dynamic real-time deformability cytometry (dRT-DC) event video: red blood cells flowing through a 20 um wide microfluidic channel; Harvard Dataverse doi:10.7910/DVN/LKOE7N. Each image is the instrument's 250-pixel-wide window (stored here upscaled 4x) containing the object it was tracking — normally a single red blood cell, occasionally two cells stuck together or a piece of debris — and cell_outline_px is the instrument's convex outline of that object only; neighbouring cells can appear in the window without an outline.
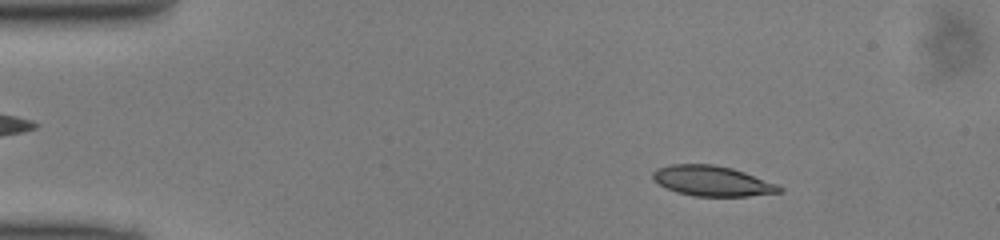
{"species": "common noctule bat (a hibernating species)", "species_latin": "Nyctalus noctula", "temperature_condition": "cold", "stored_images_in_passage": 48, "camera_frame_rate_fps": 3000, "um_per_image_px": 0.085, "animal": {"sex": "male", "body_mass_g": 13.0, "forearm_length_mm": 53.1}, "frame": {"image": 1, "passage_image": 6, "time_ms": 1.667, "image_size_px": [1000, 240], "cell_outline_px": [[784, 192], [748, 196], [692, 196], [676, 192], [652, 180], [652, 172], [656, 168], [672, 164], [712, 164], [732, 168], [744, 172], [776, 184], [784, 188]], "centroid_in_image_um": [60.52, 15.38], "position_along_channel_um": 24.5, "area_um2": 22.31}}
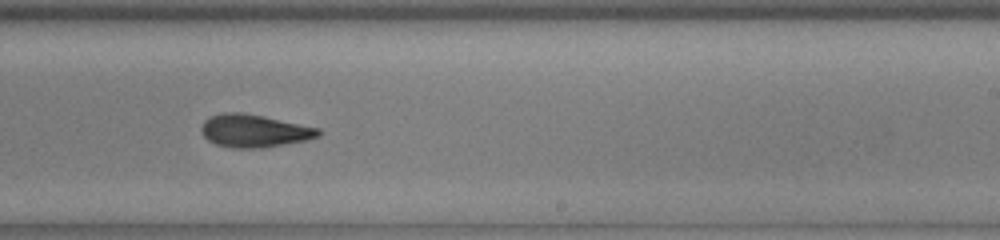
{"frame": {"image": 2, "passage_image": 29, "time_ms": 9.333, "image_size_px": [1000, 240], "cell_outline_px": [[324, 132], [320, 136], [308, 140], [260, 148], [232, 148], [216, 144], [208, 140], [204, 136], [200, 128], [204, 120], [208, 116], [224, 112], [240, 112], [264, 116], [320, 128]], "centroid_in_image_um": [21.62, 11.11], "position_along_channel_um": 267.4, "area_um2": 22.6}}
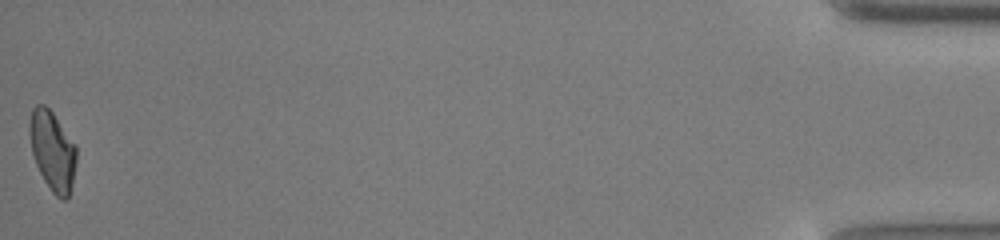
{"frame": {"image": 3, "passage_image": 48, "time_ms": 15.667, "image_size_px": [1000, 240], "cell_outline_px": [[76, 164], [72, 184], [68, 196], [64, 200], [60, 200], [52, 192], [44, 180], [36, 164], [32, 152], [28, 132], [28, 124], [32, 108], [36, 104], [44, 104], [52, 112], [76, 144]], "centroid_in_image_um": [4.45, 12.79], "position_along_channel_um": 430.8, "area_um2": 21.85}}